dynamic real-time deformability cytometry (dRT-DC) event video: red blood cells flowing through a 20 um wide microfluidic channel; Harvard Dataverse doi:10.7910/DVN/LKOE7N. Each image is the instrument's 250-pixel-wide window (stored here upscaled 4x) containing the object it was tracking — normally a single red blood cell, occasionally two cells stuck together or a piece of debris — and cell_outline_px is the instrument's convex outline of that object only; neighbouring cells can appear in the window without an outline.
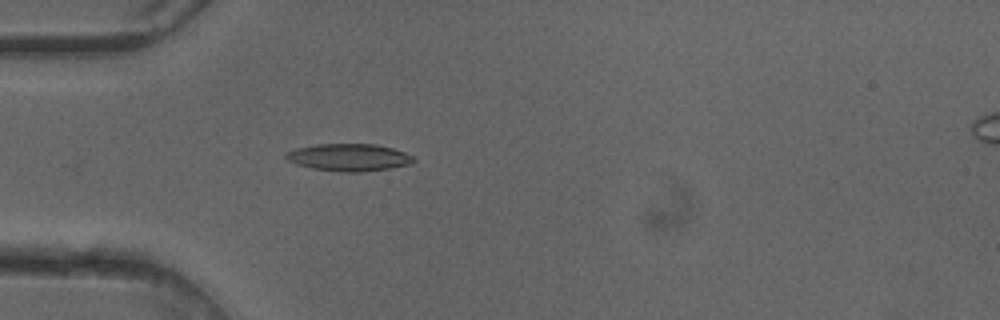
{"species": "common noctule bat (a hibernating species)", "species_latin": "Nyctalus noctula", "temperature_condition": "cold", "stored_images_in_passage": 39, "camera_frame_rate_fps": 3000, "um_per_image_px": 0.085, "animal": {"sex": "female"}, "frame": {"image": 1, "passage_image": 4, "time_ms": 1.0, "image_size_px": [1000, 320], "cell_outline_px": [[416, 160], [412, 164], [364, 172], [340, 172], [312, 168], [296, 164], [288, 160], [284, 156], [288, 152], [296, 148], [316, 144], [376, 144], [392, 148], [404, 152], [412, 156]], "centroid_in_image_um": [29.67, 13.38], "position_along_channel_um": 55.3, "area_um2": 20.29}}
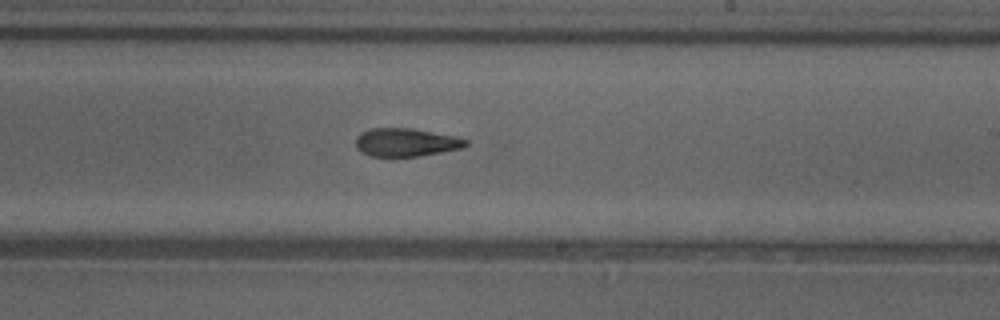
{"frame": {"image": 2, "passage_image": 19, "time_ms": 6.0, "image_size_px": [1000, 320], "cell_outline_px": [[468, 144], [464, 148], [416, 156], [368, 156], [360, 152], [356, 148], [356, 136], [360, 132], [372, 128], [412, 128], [456, 136], [468, 140]], "centroid_in_image_um": [34.49, 12.09], "position_along_channel_um": 254.5, "area_um2": 18.21}}
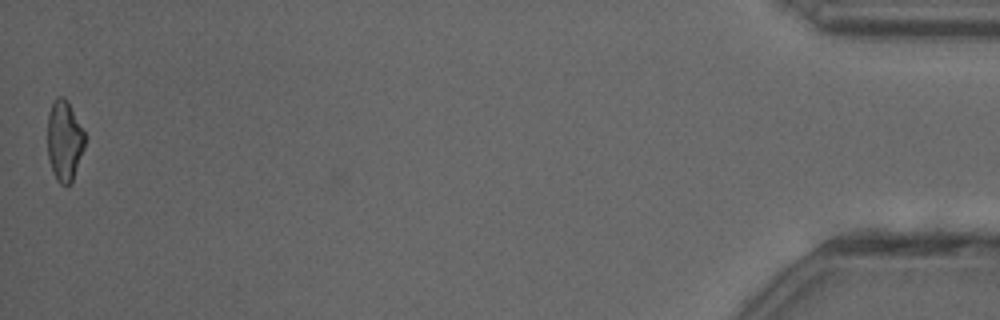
{"frame": {"image": 3, "passage_image": 39, "time_ms": 12.667, "image_size_px": [1000, 320], "cell_outline_px": [[84, 148], [72, 184], [68, 188], [60, 184], [56, 180], [52, 172], [48, 160], [48, 112], [52, 100], [56, 96], [64, 96], [68, 100], [84, 132]], "centroid_in_image_um": [5.46, 11.98], "position_along_channel_um": 429.7, "area_um2": 17.98}, "authors_computed_cell_mechanics": {"area_um2": 18.7272, "velocity_mm_per_s": 4.1104, "shape_relaxation_time_tau1_ms": 9.2338, "shape_relaxation_time_tau2_ms": 4.7461, "deformation_change_tau1": 0.2419, "deformation_change_tau2": 0.1534}}